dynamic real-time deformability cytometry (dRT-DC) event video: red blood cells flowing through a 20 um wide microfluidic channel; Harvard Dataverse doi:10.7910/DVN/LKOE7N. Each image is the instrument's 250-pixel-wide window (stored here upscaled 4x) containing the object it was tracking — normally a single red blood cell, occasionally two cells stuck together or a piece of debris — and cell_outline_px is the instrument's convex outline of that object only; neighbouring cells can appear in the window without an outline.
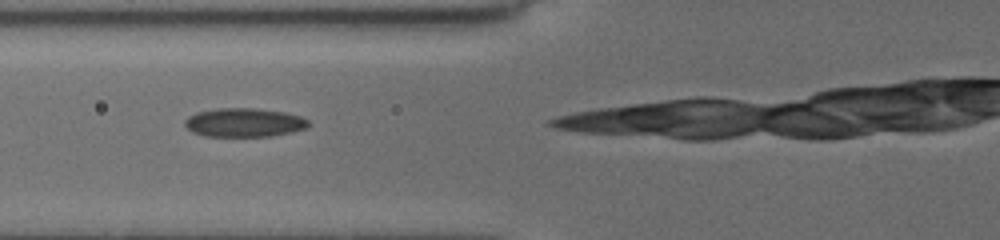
{"species": "common noctule bat (a hibernating species)", "species_latin": "Nyctalus noctula", "temperature_condition": "cold", "stored_images_in_passage": 23, "camera_frame_rate_fps": 3000, "um_per_image_px": 0.085, "animal": {"sex": "female", "body_mass_g": 19.5, "forearm_length_mm": 54.1}, "frame": {"image": 1, "passage_image": 3, "time_ms": 1.0, "image_size_px": [1000, 240], "cell_outline_px": [[308, 124], [304, 128], [292, 132], [268, 136], [204, 136], [192, 132], [184, 124], [184, 120], [188, 116], [196, 112], [220, 108], [256, 108], [284, 112], [300, 116], [308, 120]], "centroid_in_image_um": [20.71, 10.41], "position_along_channel_um": 105.1, "area_um2": 20.63}}
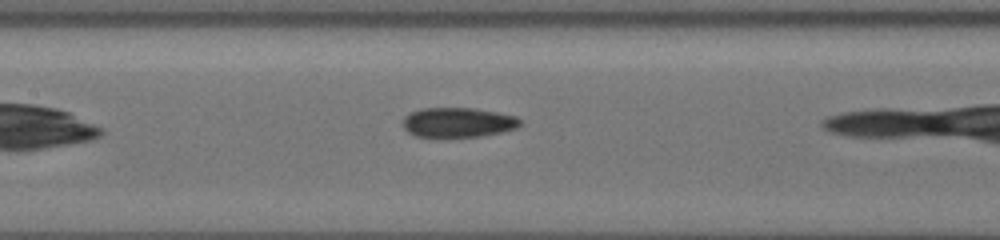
{"frame": {"image": 2, "passage_image": 10, "time_ms": 2.667, "image_size_px": [1000, 240], "cell_outline_px": [[520, 124], [516, 128], [500, 132], [480, 136], [416, 136], [408, 132], [404, 128], [404, 116], [408, 112], [420, 108], [476, 108], [516, 116], [520, 120]], "centroid_in_image_um": [38.9, 10.38], "position_along_channel_um": 168.5, "area_um2": 20.11}}
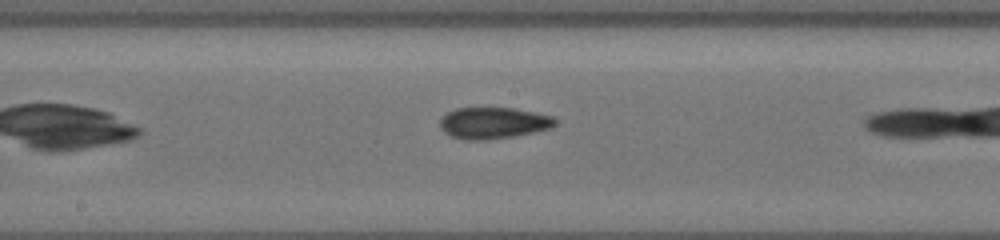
{"frame": {"image": 3, "passage_image": 14, "time_ms": 3.667, "image_size_px": [1000, 240], "cell_outline_px": [[556, 124], [548, 128], [532, 132], [508, 136], [452, 136], [444, 132], [440, 128], [440, 120], [448, 112], [456, 108], [512, 108], [552, 116], [556, 120]], "centroid_in_image_um": [41.95, 10.38], "position_along_channel_um": 206.2, "area_um2": 19.54}}